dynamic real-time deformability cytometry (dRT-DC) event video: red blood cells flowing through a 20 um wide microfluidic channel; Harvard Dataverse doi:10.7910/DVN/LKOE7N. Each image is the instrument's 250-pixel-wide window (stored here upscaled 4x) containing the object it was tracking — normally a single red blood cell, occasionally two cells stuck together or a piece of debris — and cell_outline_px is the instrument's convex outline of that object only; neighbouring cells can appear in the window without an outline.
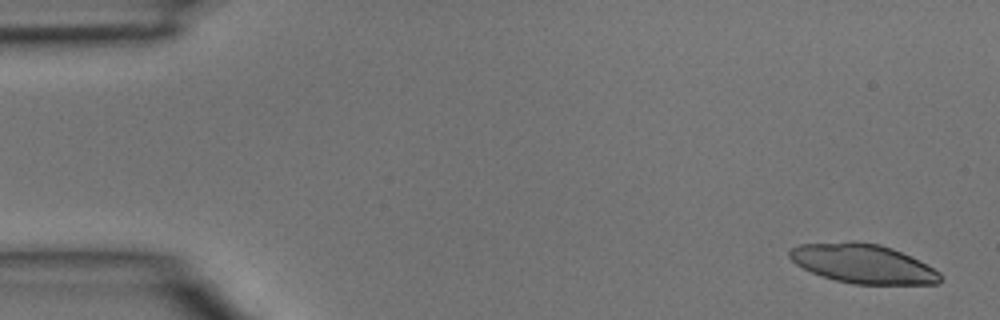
{"species": "common noctule bat (a hibernating species)", "species_latin": "Nyctalus noctula", "temperature_condition": "room temperature", "stored_images_in_passage": 45, "camera_frame_rate_fps": 3000, "um_per_image_px": 0.085, "animal": {"sex": "male", "body_mass_g": 15.6}, "frame": {"image": 1, "passage_image": 2, "time_ms": 0.333, "image_size_px": [1000, 320], "cell_outline_px": [[940, 284], [852, 284], [836, 280], [812, 272], [796, 264], [788, 256], [788, 252], [792, 248], [800, 244], [852, 240], [856, 240], [880, 244], [892, 248], [940, 272]], "centroid_in_image_um": [73.31, 22.39], "position_along_channel_um": 11.7, "area_um2": 34.28}}
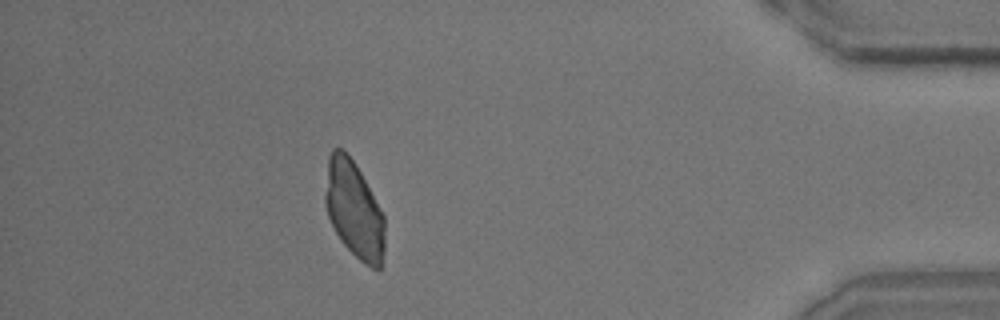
{"frame": {"image": 2, "passage_image": 40, "time_ms": 13.0, "image_size_px": [1000, 320], "cell_outline_px": [[384, 248], [380, 268], [376, 272], [364, 264], [344, 244], [336, 232], [328, 216], [324, 204], [324, 196], [328, 156], [332, 148], [340, 148], [356, 164], [384, 216]], "centroid_in_image_um": [30.08, 17.83], "position_along_channel_um": 405.1, "area_um2": 33.47}}